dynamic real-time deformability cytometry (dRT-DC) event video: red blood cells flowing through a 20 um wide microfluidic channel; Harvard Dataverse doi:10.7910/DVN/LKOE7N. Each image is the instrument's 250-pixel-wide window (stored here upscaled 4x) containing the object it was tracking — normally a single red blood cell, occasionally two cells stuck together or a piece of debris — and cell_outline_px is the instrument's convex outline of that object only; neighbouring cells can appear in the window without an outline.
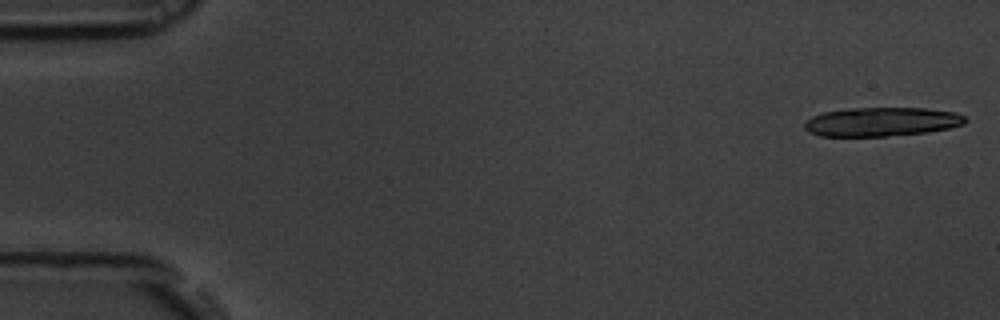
{"species": "common noctule bat (a hibernating species)", "species_latin": "Nyctalus noctula", "temperature_condition": "room temperature", "stored_images_in_passage": 18, "camera_frame_rate_fps": 3000, "um_per_image_px": 0.085, "animal": {"sex": "male", "body_mass_g": 19.5, "forearm_length_mm": 54.6}, "frame": {"image": 1, "passage_image": 1, "time_ms": 0.0, "image_size_px": [1000, 320], "cell_outline_px": [[968, 120], [964, 124], [948, 128], [928, 132], [884, 136], [820, 136], [808, 132], [804, 128], [804, 120], [812, 116], [824, 112], [852, 108], [928, 108], [956, 112], [964, 116]], "centroid_in_image_um": [74.93, 10.35], "position_along_channel_um": 10.1, "area_um2": 27.22}}